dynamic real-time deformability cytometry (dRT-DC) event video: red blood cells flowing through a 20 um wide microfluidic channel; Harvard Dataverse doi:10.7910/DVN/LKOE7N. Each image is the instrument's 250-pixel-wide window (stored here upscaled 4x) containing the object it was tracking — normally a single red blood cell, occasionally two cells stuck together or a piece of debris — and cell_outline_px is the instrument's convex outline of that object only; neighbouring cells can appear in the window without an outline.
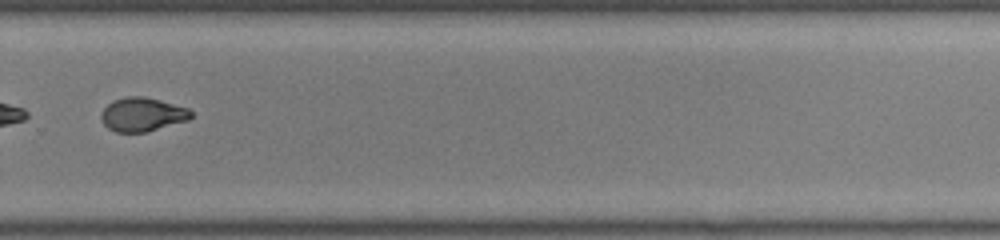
{"species": "common noctule bat (a hibernating species)", "species_latin": "Nyctalus noctula", "temperature_condition": "room temperature", "stored_images_in_passage": 42, "segment_of_instrument_passage": [2, 2], "camera_frame_rate_fps": 3000, "um_per_image_px": 0.085, "animal": {"sex": "male", "body_mass_g": 19.0, "forearm_length_mm": 50.8}, "frame": {"image": 1, "passage_image": 28, "time_ms": 9.0, "image_size_px": [1000, 240], "cell_outline_px": [[192, 116], [188, 120], [144, 132], [116, 132], [108, 128], [104, 124], [100, 116], [104, 108], [108, 104], [116, 100], [128, 96], [144, 96], [160, 100], [188, 108], [192, 112]], "centroid_in_image_um": [12.1, 9.72], "position_along_channel_um": 317.7, "area_um2": 17.46}}
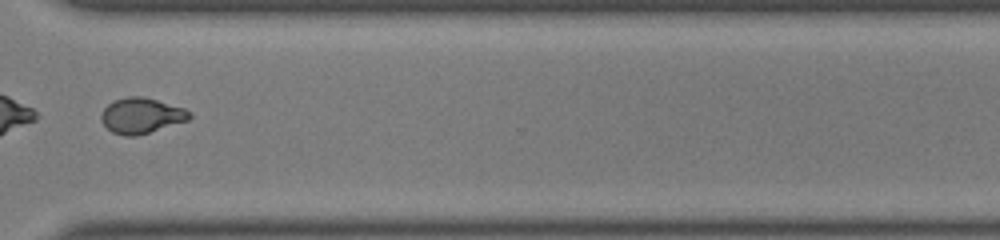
{"frame": {"image": 2, "passage_image": 31, "time_ms": 10.0, "image_size_px": [1000, 240], "cell_outline_px": [[192, 116], [188, 120], [136, 136], [124, 136], [112, 132], [100, 120], [100, 116], [104, 108], [112, 100], [128, 96], [140, 96], [156, 100], [184, 108], [192, 112]], "centroid_in_image_um": [11.99, 9.82], "position_along_channel_um": 358.6, "area_um2": 18.21}}